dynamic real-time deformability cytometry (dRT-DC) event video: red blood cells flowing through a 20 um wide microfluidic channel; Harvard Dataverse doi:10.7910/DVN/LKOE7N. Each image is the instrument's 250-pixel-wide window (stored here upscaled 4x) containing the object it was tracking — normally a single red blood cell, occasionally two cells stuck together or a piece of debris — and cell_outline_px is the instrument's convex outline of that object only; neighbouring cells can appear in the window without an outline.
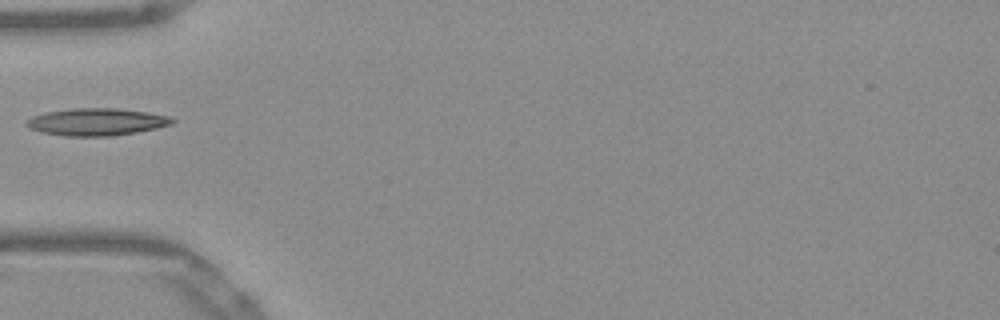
{"species": "Egyptian fruit bat (a non-hibernating species)", "species_latin": "Rousettus aegyptiacus", "temperature_condition": "warm", "stored_images_in_passage": 21, "camera_frame_rate_fps": 3000, "um_per_image_px": 0.085, "frame": {"image": 1, "passage_image": 1, "time_ms": 0.0, "image_size_px": [1000, 320], "cell_outline_px": [[176, 120], [172, 124], [156, 128], [136, 132], [112, 136], [64, 136], [40, 132], [28, 128], [24, 124], [24, 120], [32, 116], [48, 112], [72, 108], [120, 108], [148, 112], [172, 116]], "centroid_in_image_um": [8.2, 10.36], "position_along_channel_um": 76.8, "area_um2": 23.47}}
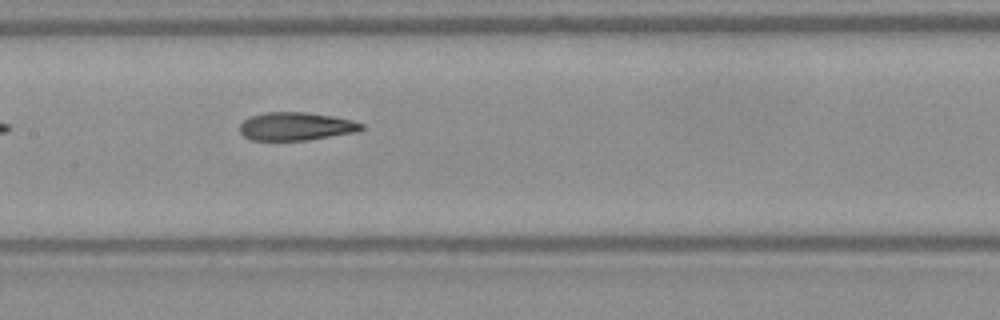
{"frame": {"image": 2, "passage_image": 9, "time_ms": 2.667, "image_size_px": [1000, 320], "cell_outline_px": [[364, 128], [356, 132], [308, 140], [252, 140], [244, 136], [240, 132], [240, 124], [244, 120], [252, 116], [264, 112], [304, 112], [332, 116], [352, 120], [364, 124]], "centroid_in_image_um": [25.16, 10.74], "position_along_channel_um": 182.2, "area_um2": 19.88}}
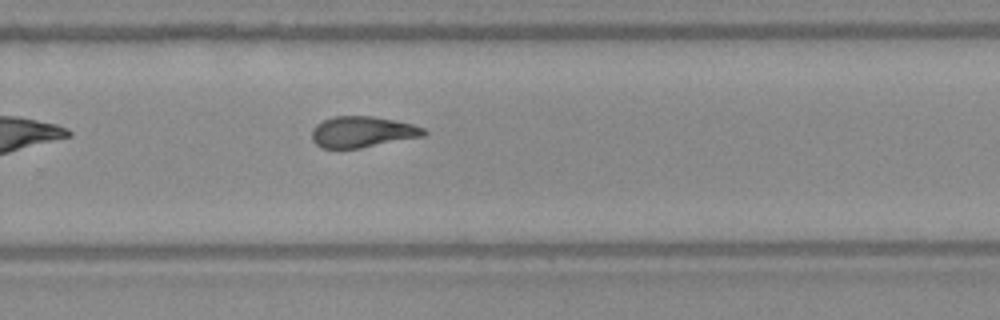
{"frame": {"image": 3, "passage_image": 18, "time_ms": 5.667, "image_size_px": [1000, 320], "cell_outline_px": [[428, 132], [424, 136], [360, 148], [320, 148], [312, 140], [312, 128], [316, 124], [332, 116], [372, 116], [412, 124], [424, 128]], "centroid_in_image_um": [30.78, 11.21], "position_along_channel_um": 299.0, "area_um2": 20.23}}